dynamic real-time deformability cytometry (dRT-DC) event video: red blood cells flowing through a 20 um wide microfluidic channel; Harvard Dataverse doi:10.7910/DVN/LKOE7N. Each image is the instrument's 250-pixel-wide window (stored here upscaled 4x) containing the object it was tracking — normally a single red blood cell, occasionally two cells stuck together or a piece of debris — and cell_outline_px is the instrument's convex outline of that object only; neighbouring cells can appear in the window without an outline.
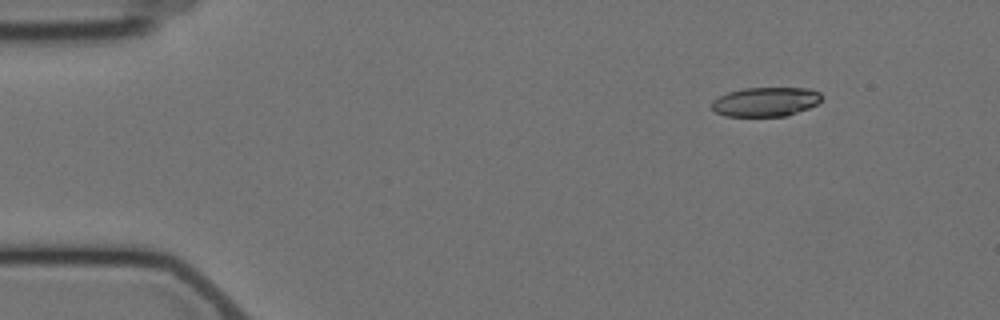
{"species": "Egyptian fruit bat (a non-hibernating species)", "species_latin": "Rousettus aegyptiacus", "temperature_condition": "cold", "stored_images_in_passage": 5, "camera_frame_rate_fps": 3000, "um_per_image_px": 0.085, "animal": {"sex": "female"}, "frame": {"image": 1, "passage_image": 2, "time_ms": 1.333, "image_size_px": [1000, 320], "cell_outline_px": [[824, 96], [816, 104], [808, 108], [784, 116], [724, 116], [716, 112], [712, 108], [712, 100], [728, 92], [744, 88], [808, 88], [820, 92]], "centroid_in_image_um": [65.07, 8.64], "position_along_channel_um": 19.9, "area_um2": 18.67}}
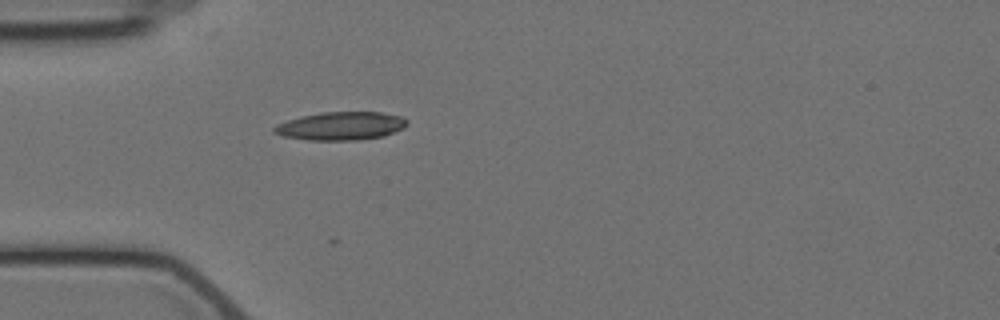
{"frame": {"image": 2, "passage_image": 5, "time_ms": 4.667, "image_size_px": [1000, 320], "cell_outline_px": [[408, 124], [404, 128], [384, 136], [356, 140], [308, 140], [284, 136], [272, 132], [272, 128], [276, 124], [288, 120], [320, 112], [380, 112], [404, 116], [408, 120]], "centroid_in_image_um": [29.01, 10.7], "position_along_channel_um": 56.0, "area_um2": 21.96}}